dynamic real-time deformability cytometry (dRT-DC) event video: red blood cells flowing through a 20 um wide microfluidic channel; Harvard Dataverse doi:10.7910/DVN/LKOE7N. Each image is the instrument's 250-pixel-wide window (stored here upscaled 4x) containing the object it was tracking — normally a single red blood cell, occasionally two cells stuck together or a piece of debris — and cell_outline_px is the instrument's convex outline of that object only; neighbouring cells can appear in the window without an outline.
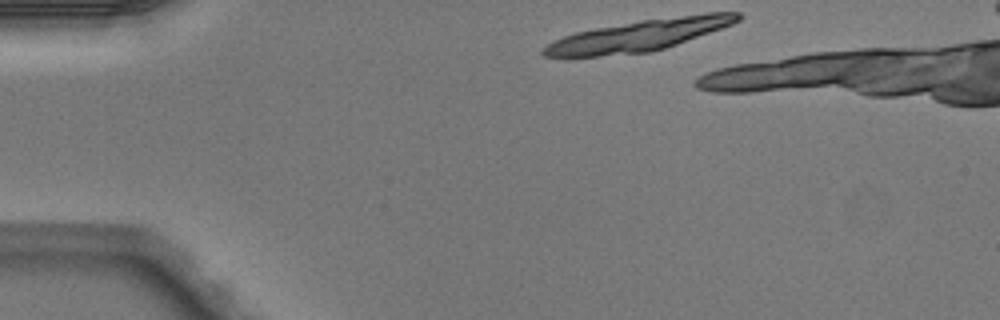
{"species": "Egyptian fruit bat (a non-hibernating species)", "species_latin": "Rousettus aegyptiacus", "temperature_condition": "warm", "stored_images_in_passage": 10, "camera_frame_rate_fps": 3000, "um_per_image_px": 0.085, "animal": {"sex": "male"}, "frame": {"image": 1, "passage_image": 1, "time_ms": 0.0, "image_size_px": [1000, 320], "cell_outline_px": [[744, 16], [740, 20], [732, 24], [676, 44], [652, 52], [568, 60], [564, 60], [544, 56], [540, 52], [552, 40], [576, 32], [596, 28], [640, 20], [708, 12], [740, 12]], "centroid_in_image_um": [54.18, 3.05], "position_along_channel_um": 30.8, "area_um2": 36.3}}